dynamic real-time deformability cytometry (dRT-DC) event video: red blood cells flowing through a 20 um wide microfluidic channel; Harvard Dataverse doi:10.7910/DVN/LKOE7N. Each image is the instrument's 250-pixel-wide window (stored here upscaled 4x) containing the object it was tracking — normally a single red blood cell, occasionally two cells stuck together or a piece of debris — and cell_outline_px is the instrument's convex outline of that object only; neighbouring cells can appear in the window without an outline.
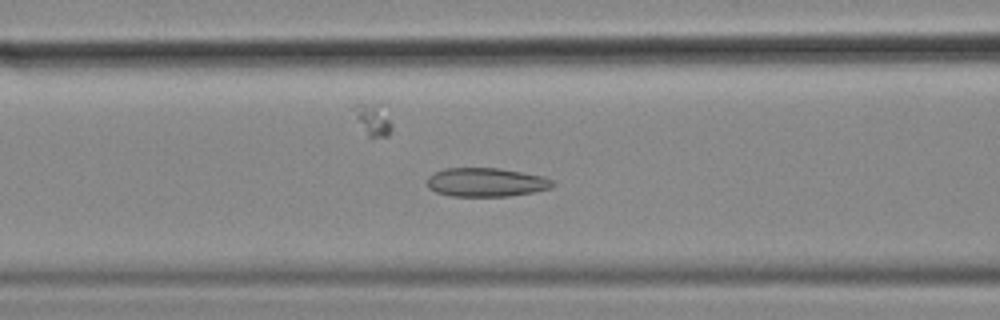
{"species": "common noctule bat (a hibernating species)", "species_latin": "Nyctalus noctula", "temperature_condition": "cold", "stored_images_in_passage": 48, "camera_frame_rate_fps": 3000, "um_per_image_px": 0.085, "animal": {"sex": "female", "body_mass_g": 18.4}, "frame": {"image": 1, "passage_image": 13, "time_ms": 4.0, "image_size_px": [1000, 320], "cell_outline_px": [[556, 184], [552, 188], [532, 192], [508, 196], [452, 196], [436, 192], [428, 188], [428, 176], [444, 168], [500, 168], [540, 176], [552, 180]], "centroid_in_image_um": [41.31, 15.49], "position_along_channel_um": 125.3, "area_um2": 20.92}}
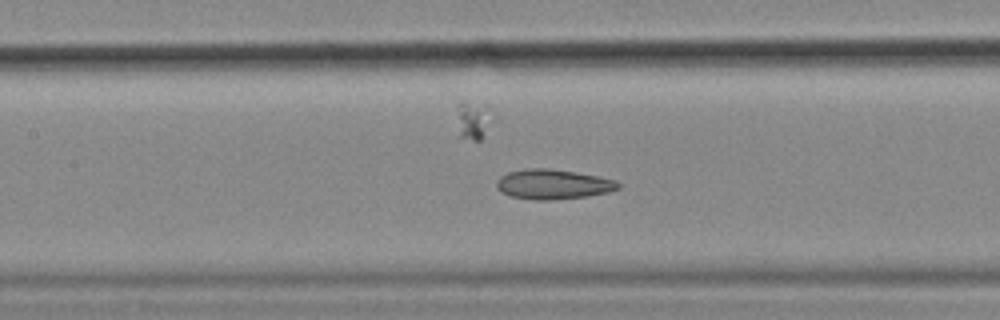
{"frame": {"image": 2, "passage_image": 16, "time_ms": 5.0, "image_size_px": [1000, 320], "cell_outline_px": [[620, 188], [608, 192], [588, 196], [552, 200], [532, 200], [512, 196], [500, 192], [496, 188], [496, 180], [500, 176], [508, 172], [528, 168], [548, 168], [596, 176], [616, 180], [620, 184]], "centroid_in_image_um": [46.97, 15.67], "position_along_channel_um": 160.4, "area_um2": 21.15}}
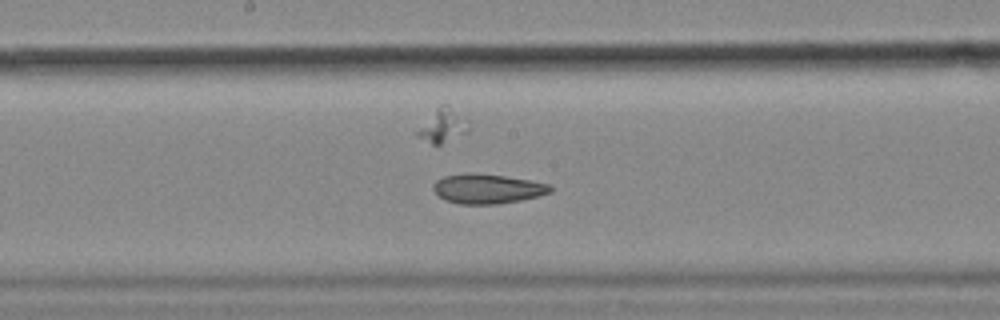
{"frame": {"image": 3, "passage_image": 20, "time_ms": 6.333, "image_size_px": [1000, 320], "cell_outline_px": [[552, 192], [540, 196], [520, 200], [496, 204], [460, 204], [444, 200], [432, 188], [432, 184], [436, 180], [444, 176], [468, 172], [472, 172], [504, 176], [552, 184]], "centroid_in_image_um": [41.43, 16.04], "position_along_channel_um": 206.8, "area_um2": 20.35}, "authors_computed_cell_mechanics": {"area_um2": 21.8195, "velocity_mm_per_s": 3.5077, "shape_relaxation_time_tau1_ms": null, "shape_relaxation_time_tau2_ms": 2.207, "deformation_change_tau1": null, "deformation_change_tau2": 0.0777}}